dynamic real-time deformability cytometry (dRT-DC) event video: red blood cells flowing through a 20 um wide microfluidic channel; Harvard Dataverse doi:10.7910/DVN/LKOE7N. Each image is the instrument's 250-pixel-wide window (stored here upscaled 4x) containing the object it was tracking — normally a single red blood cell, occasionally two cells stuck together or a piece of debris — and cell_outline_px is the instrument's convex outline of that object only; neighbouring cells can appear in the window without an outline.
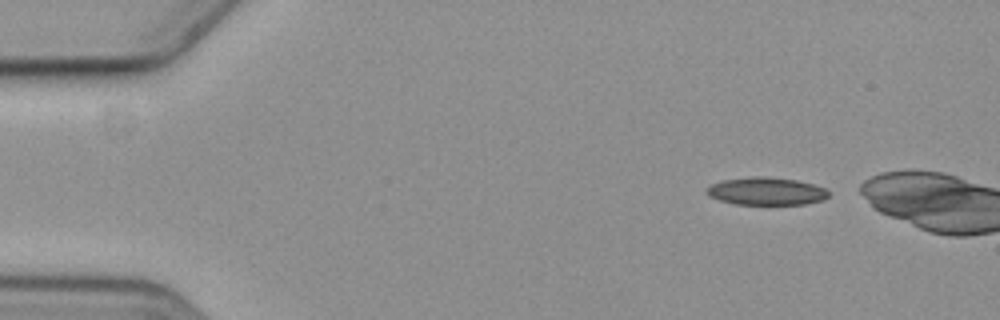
{"species": "common noctule bat (a hibernating species)", "species_latin": "Nyctalus noctula", "temperature_condition": "cold", "stored_images_in_passage": 4, "camera_frame_rate_fps": 3000, "um_per_image_px": 0.085, "animal": {"sex": "female", "body_mass_g": 19.3, "forearm_length_mm": 54.1}, "frame": {"image": 1, "passage_image": 1, "time_ms": 0.0, "image_size_px": [1000, 320], "cell_outline_px": [[828, 196], [820, 200], [804, 204], [736, 204], [720, 200], [704, 192], [712, 184], [720, 180], [752, 176], [768, 176], [796, 180], [812, 184], [824, 188], [828, 192]], "centroid_in_image_um": [65.1, 16.24], "position_along_channel_um": 19.9, "area_um2": 19.48}}